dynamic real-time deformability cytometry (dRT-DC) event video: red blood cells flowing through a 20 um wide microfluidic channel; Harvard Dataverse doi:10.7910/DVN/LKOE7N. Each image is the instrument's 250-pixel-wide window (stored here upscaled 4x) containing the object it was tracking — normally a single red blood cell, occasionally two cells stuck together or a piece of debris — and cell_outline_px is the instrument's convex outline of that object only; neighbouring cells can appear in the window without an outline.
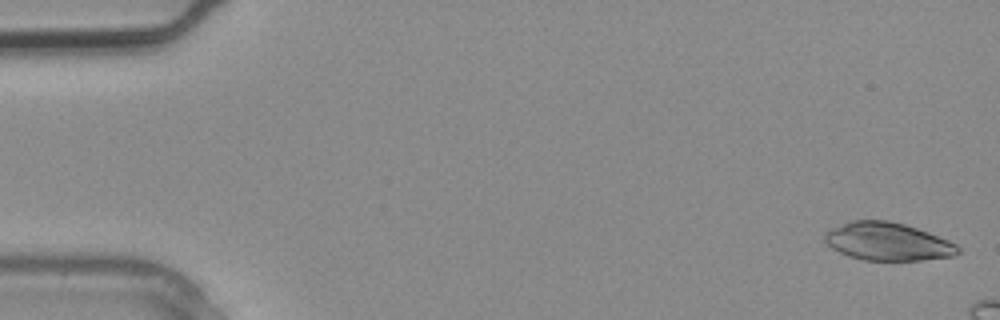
{"species": "common noctule bat (a hibernating species)", "species_latin": "Nyctalus noctula", "temperature_condition": "warm", "stored_images_in_passage": 5, "segment_of_instrument_passage": [2, 2], "camera_frame_rate_fps": 3000, "um_per_image_px": 0.085, "animal": {"sex": "male", "body_mass_g": 20.4}, "frame": {"image": 1, "passage_image": 5, "time_ms": 1.333, "image_size_px": [1000, 320], "cell_outline_px": [[960, 252], [956, 256], [920, 260], [864, 260], [848, 256], [832, 248], [824, 240], [824, 232], [832, 228], [852, 220], [888, 220], [904, 224], [928, 232], [948, 240], [956, 244], [960, 248]], "centroid_in_image_um": [75.46, 20.53], "position_along_channel_um": 9.5, "area_um2": 29.42}}